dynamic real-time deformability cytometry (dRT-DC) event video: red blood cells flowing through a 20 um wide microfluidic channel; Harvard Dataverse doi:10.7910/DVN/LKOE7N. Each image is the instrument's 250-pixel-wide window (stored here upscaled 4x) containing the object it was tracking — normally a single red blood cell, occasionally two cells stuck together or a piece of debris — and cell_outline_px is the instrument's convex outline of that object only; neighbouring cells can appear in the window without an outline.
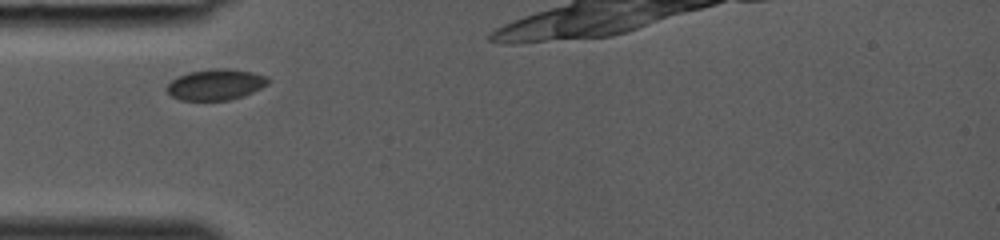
{"species": "common noctule bat (a hibernating species)", "species_latin": "Nyctalus noctula", "temperature_condition": "room temperature", "stored_images_in_passage": 9, "camera_frame_rate_fps": 3000, "um_per_image_px": 0.085, "animal": {"sex": "female", "body_mass_g": 19.0, "forearm_length_mm": 53.3}, "frame": {"image": 1, "passage_image": 1, "time_ms": 0.0, "image_size_px": [1000, 240], "cell_outline_px": [[272, 80], [268, 84], [244, 96], [228, 100], [180, 100], [172, 96], [164, 88], [172, 80], [188, 72], [212, 68], [228, 68], [252, 72], [268, 76]], "centroid_in_image_um": [18.36, 7.18], "position_along_channel_um": 66.6, "area_um2": 18.38}}
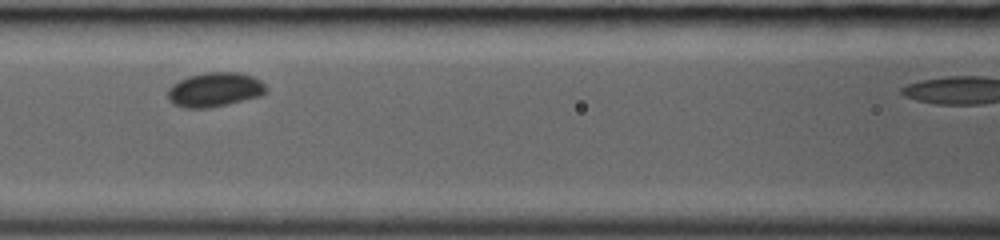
{"frame": {"image": 2, "passage_image": 6, "time_ms": 1.667, "image_size_px": [1000, 240], "cell_outline_px": [[268, 88], [260, 96], [228, 104], [208, 108], [184, 108], [172, 104], [168, 100], [168, 88], [172, 84], [188, 76], [208, 72], [236, 72], [252, 76], [260, 80]], "centroid_in_image_um": [18.22, 7.63], "position_along_channel_um": 148.4, "area_um2": 19.71}}
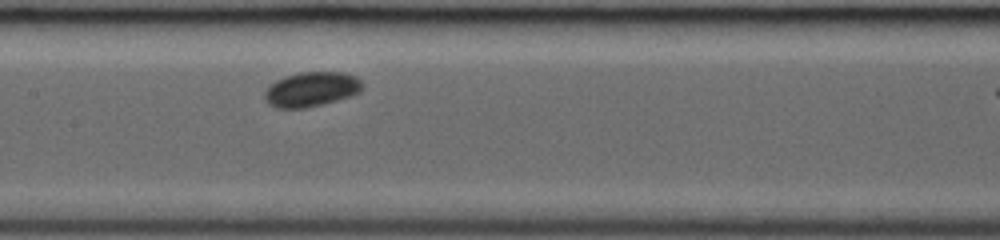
{"frame": {"image": 3, "passage_image": 8, "time_ms": 2.333, "image_size_px": [1000, 240], "cell_outline_px": [[364, 88], [360, 92], [352, 96], [324, 104], [304, 108], [276, 108], [268, 104], [264, 96], [264, 92], [276, 80], [284, 76], [300, 72], [344, 72], [356, 76], [364, 84]], "centroid_in_image_um": [26.51, 7.59], "position_along_channel_um": 180.9, "area_um2": 20.0}}